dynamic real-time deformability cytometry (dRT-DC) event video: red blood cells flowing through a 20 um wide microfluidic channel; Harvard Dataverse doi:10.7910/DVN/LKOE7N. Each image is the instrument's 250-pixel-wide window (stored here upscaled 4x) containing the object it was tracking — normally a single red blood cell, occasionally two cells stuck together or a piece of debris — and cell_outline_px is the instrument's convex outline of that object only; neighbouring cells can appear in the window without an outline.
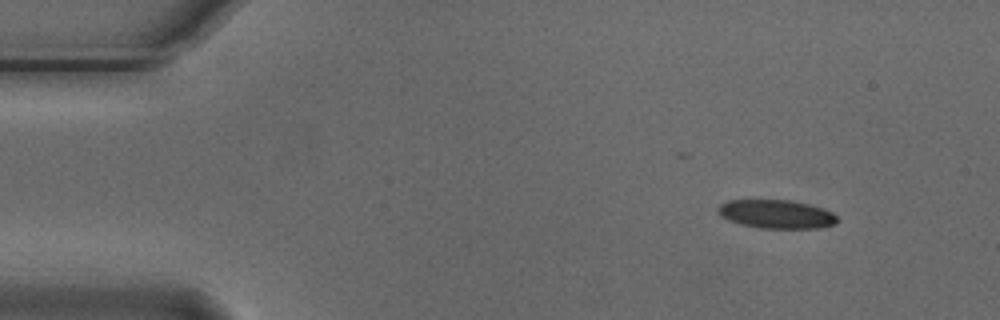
{"species": "Egyptian fruit bat (a non-hibernating species)", "species_latin": "Rousettus aegyptiacus", "temperature_condition": "cold", "stored_images_in_passage": 3, "camera_frame_rate_fps": 3000, "um_per_image_px": 0.085, "animal": {"sex": "male"}, "frame": {"image": 1, "passage_image": 1, "time_ms": 0.0, "image_size_px": [1000, 320], "cell_outline_px": [[840, 220], [836, 224], [820, 228], [760, 228], [740, 224], [728, 220], [720, 216], [716, 208], [720, 204], [728, 200], [788, 200], [808, 204], [832, 212]], "centroid_in_image_um": [65.98, 18.21], "position_along_channel_um": 19.0, "area_um2": 19.94}}
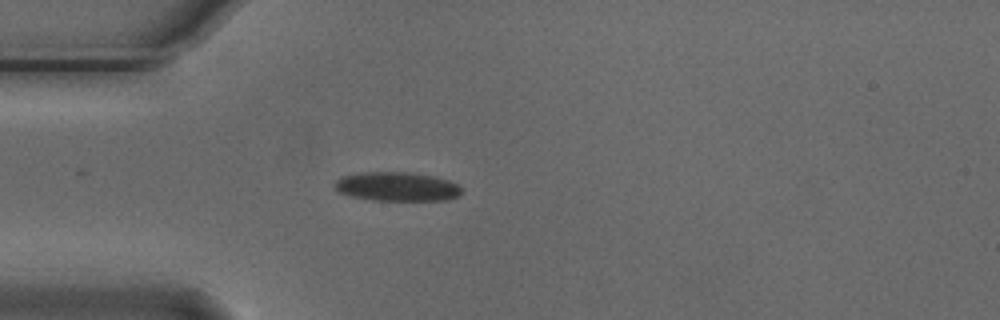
{"frame": {"image": 2, "passage_image": 3, "time_ms": 0.667, "image_size_px": [1000, 320], "cell_outline_px": [[460, 196], [448, 200], [372, 200], [352, 196], [340, 192], [332, 184], [336, 180], [344, 176], [364, 172], [404, 172], [432, 176], [448, 180], [460, 184]], "centroid_in_image_um": [33.77, 15.86], "position_along_channel_um": 51.2, "area_um2": 21.33}}